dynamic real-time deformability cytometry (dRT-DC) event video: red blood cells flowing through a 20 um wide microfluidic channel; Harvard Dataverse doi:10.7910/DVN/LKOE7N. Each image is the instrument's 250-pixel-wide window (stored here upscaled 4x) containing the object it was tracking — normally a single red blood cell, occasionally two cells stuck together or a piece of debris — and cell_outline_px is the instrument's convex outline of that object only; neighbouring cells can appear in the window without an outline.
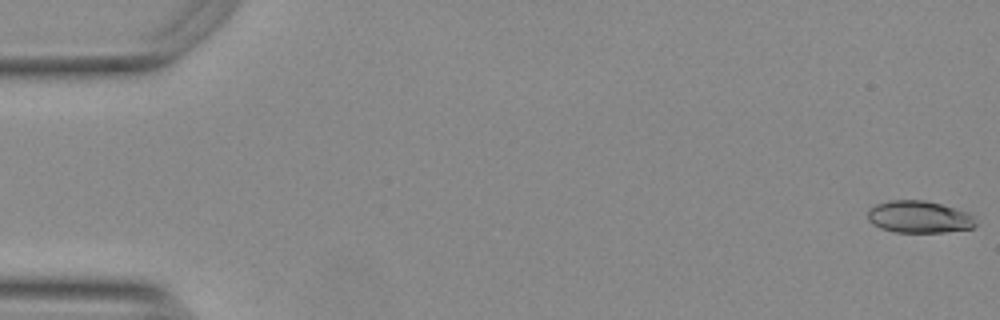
{"species": "Egyptian fruit bat (a non-hibernating species)", "species_latin": "Rousettus aegyptiacus", "temperature_condition": "warm", "stored_images_in_passage": 55, "camera_frame_rate_fps": 3000, "um_per_image_px": 0.085, "animal": {"sex": "female"}, "frame": {"image": 1, "passage_image": 1, "time_ms": 0.0, "image_size_px": [1000, 320], "cell_outline_px": [[976, 224], [972, 228], [944, 232], [892, 232], [880, 228], [872, 224], [868, 220], [868, 208], [876, 204], [888, 200], [924, 200], [956, 208], [968, 212], [976, 216]], "centroid_in_image_um": [78.12, 18.43], "position_along_channel_um": 6.9, "area_um2": 20.46}}
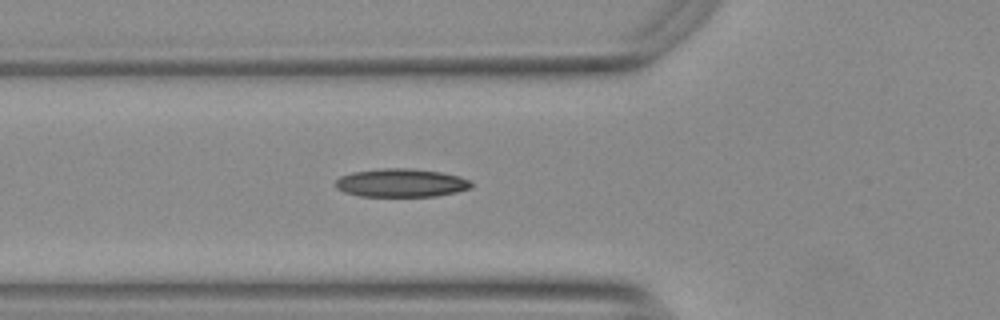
{"frame": {"image": 2, "passage_image": 20, "time_ms": 6.333, "image_size_px": [1000, 320], "cell_outline_px": [[472, 188], [456, 192], [436, 196], [360, 196], [344, 192], [336, 188], [332, 184], [340, 176], [352, 172], [380, 168], [412, 168], [440, 172], [460, 176], [468, 180], [472, 184]], "centroid_in_image_um": [34.06, 15.54], "position_along_channel_um": 91.7, "area_um2": 22.6}}
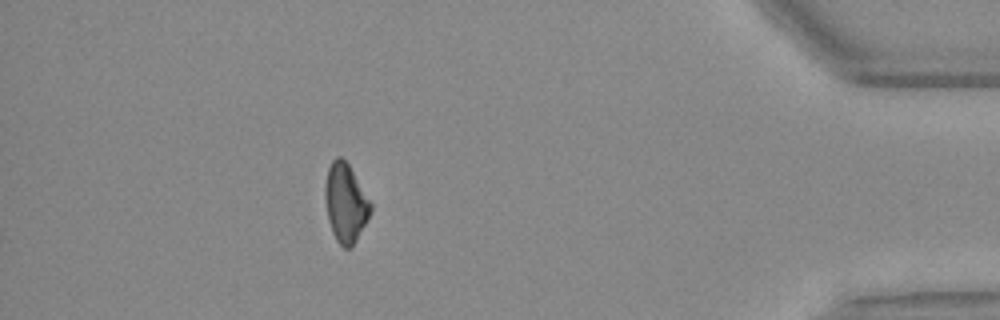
{"frame": {"image": 3, "passage_image": 49, "time_ms": 16.0, "image_size_px": [1000, 320], "cell_outline_px": [[372, 208], [352, 248], [344, 248], [336, 240], [332, 232], [328, 220], [324, 196], [324, 184], [328, 168], [332, 160], [336, 156], [340, 156], [348, 164], [372, 204]], "centroid_in_image_um": [29.34, 17.24], "position_along_channel_um": 405.9, "area_um2": 20.69}, "authors_computed_cell_mechanics": {"area_um2": 21.1548, "velocity_mm_per_s": 3.7647, "shape_relaxation_time_tau1_ms": null, "shape_relaxation_time_tau2_ms": 3.3117, "deformation_change_tau1": null, "deformation_change_tau2": 0.1076}}